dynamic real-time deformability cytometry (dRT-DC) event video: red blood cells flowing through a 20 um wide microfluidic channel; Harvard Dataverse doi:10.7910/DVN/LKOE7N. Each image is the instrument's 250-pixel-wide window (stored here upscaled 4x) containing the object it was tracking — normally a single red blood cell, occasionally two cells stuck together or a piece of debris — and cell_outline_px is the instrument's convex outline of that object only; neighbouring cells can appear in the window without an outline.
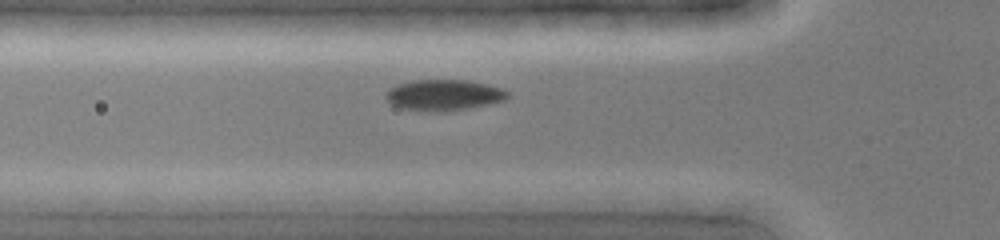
{"species": "common noctule bat (a hibernating species)", "species_latin": "Nyctalus noctula", "temperature_condition": "cold", "stored_images_in_passage": 29, "camera_frame_rate_fps": 3000, "um_per_image_px": 0.085, "animal": {"sex": "female", "body_mass_g": 19.0, "forearm_length_mm": 51.5}, "frame": {"image": 1, "passage_image": 5, "time_ms": 1.333, "image_size_px": [1000, 240], "cell_outline_px": [[508, 96], [504, 100], [488, 104], [468, 108], [444, 112], [436, 112], [400, 108], [392, 104], [384, 96], [392, 88], [400, 84], [412, 80], [464, 80], [484, 84], [500, 88], [508, 92]], "centroid_in_image_um": [37.71, 8.09], "position_along_channel_um": 88.1, "area_um2": 21.56}}
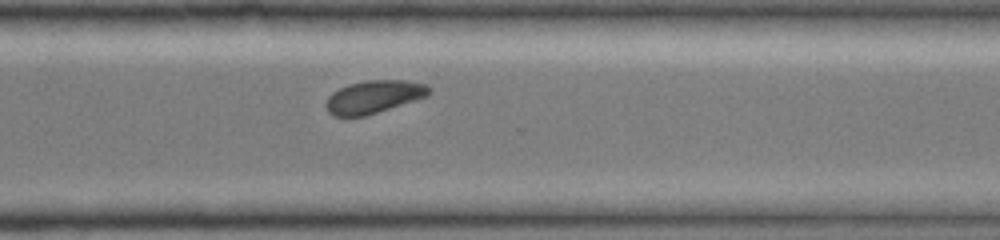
{"frame": {"image": 2, "passage_image": 22, "time_ms": 7.0, "image_size_px": [1000, 240], "cell_outline_px": [[432, 88], [428, 96], [416, 100], [364, 116], [332, 116], [328, 112], [328, 96], [332, 92], [348, 84], [364, 80], [404, 80], [428, 84]], "centroid_in_image_um": [31.82, 8.21], "position_along_channel_um": 338.8, "area_um2": 19.65}}
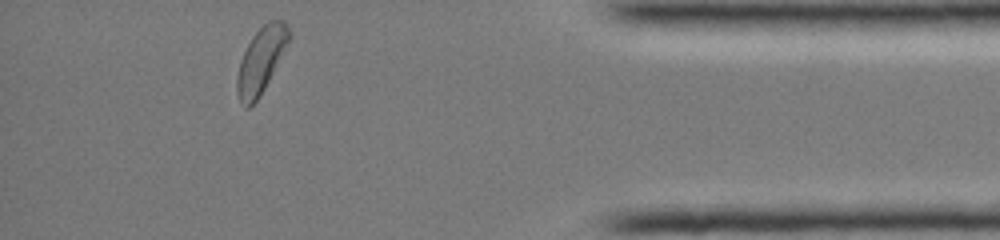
{"frame": {"image": 3, "passage_image": 29, "time_ms": 9.333, "image_size_px": [1000, 240], "cell_outline_px": [[292, 36], [260, 96], [248, 108], [244, 108], [240, 104], [236, 92], [236, 76], [240, 60], [252, 36], [268, 20], [284, 20], [288, 24], [292, 32]], "centroid_in_image_um": [22.19, 5.11], "position_along_channel_um": 413.0, "area_um2": 20.0}}